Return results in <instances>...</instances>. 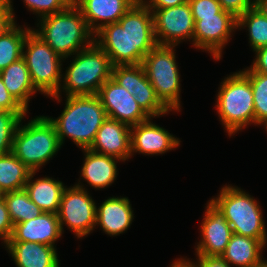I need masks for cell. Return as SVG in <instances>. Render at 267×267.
<instances>
[{
	"instance_id": "obj_9",
	"label": "cell",
	"mask_w": 267,
	"mask_h": 267,
	"mask_svg": "<svg viewBox=\"0 0 267 267\" xmlns=\"http://www.w3.org/2000/svg\"><path fill=\"white\" fill-rule=\"evenodd\" d=\"M174 47L157 44L144 57L142 65L160 101L170 111H179L180 76Z\"/></svg>"
},
{
	"instance_id": "obj_39",
	"label": "cell",
	"mask_w": 267,
	"mask_h": 267,
	"mask_svg": "<svg viewBox=\"0 0 267 267\" xmlns=\"http://www.w3.org/2000/svg\"><path fill=\"white\" fill-rule=\"evenodd\" d=\"M198 261L195 264L194 262L189 261L194 267H231L221 256H204L197 255Z\"/></svg>"
},
{
	"instance_id": "obj_4",
	"label": "cell",
	"mask_w": 267,
	"mask_h": 267,
	"mask_svg": "<svg viewBox=\"0 0 267 267\" xmlns=\"http://www.w3.org/2000/svg\"><path fill=\"white\" fill-rule=\"evenodd\" d=\"M75 55L65 75H62L63 85L55 95L50 96L58 102L61 101L62 89L66 91V96L96 95L112 76L110 57L95 42Z\"/></svg>"
},
{
	"instance_id": "obj_13",
	"label": "cell",
	"mask_w": 267,
	"mask_h": 267,
	"mask_svg": "<svg viewBox=\"0 0 267 267\" xmlns=\"http://www.w3.org/2000/svg\"><path fill=\"white\" fill-rule=\"evenodd\" d=\"M153 13L157 44L177 46L184 39L193 41L194 19L188 2L165 9H150Z\"/></svg>"
},
{
	"instance_id": "obj_38",
	"label": "cell",
	"mask_w": 267,
	"mask_h": 267,
	"mask_svg": "<svg viewBox=\"0 0 267 267\" xmlns=\"http://www.w3.org/2000/svg\"><path fill=\"white\" fill-rule=\"evenodd\" d=\"M256 58L249 69L242 72H259L267 75V46L256 49Z\"/></svg>"
},
{
	"instance_id": "obj_6",
	"label": "cell",
	"mask_w": 267,
	"mask_h": 267,
	"mask_svg": "<svg viewBox=\"0 0 267 267\" xmlns=\"http://www.w3.org/2000/svg\"><path fill=\"white\" fill-rule=\"evenodd\" d=\"M216 110L229 136L255 124L253 91L248 77L240 70L221 82Z\"/></svg>"
},
{
	"instance_id": "obj_14",
	"label": "cell",
	"mask_w": 267,
	"mask_h": 267,
	"mask_svg": "<svg viewBox=\"0 0 267 267\" xmlns=\"http://www.w3.org/2000/svg\"><path fill=\"white\" fill-rule=\"evenodd\" d=\"M96 95L111 119L132 127L150 118L135 101L134 96L112 78L99 88Z\"/></svg>"
},
{
	"instance_id": "obj_30",
	"label": "cell",
	"mask_w": 267,
	"mask_h": 267,
	"mask_svg": "<svg viewBox=\"0 0 267 267\" xmlns=\"http://www.w3.org/2000/svg\"><path fill=\"white\" fill-rule=\"evenodd\" d=\"M253 91L255 124L264 125L267 131V75L259 72H243Z\"/></svg>"
},
{
	"instance_id": "obj_22",
	"label": "cell",
	"mask_w": 267,
	"mask_h": 267,
	"mask_svg": "<svg viewBox=\"0 0 267 267\" xmlns=\"http://www.w3.org/2000/svg\"><path fill=\"white\" fill-rule=\"evenodd\" d=\"M85 160L81 170L82 179L87 181L95 189H105L111 185L117 177L119 160L115 157L83 149Z\"/></svg>"
},
{
	"instance_id": "obj_32",
	"label": "cell",
	"mask_w": 267,
	"mask_h": 267,
	"mask_svg": "<svg viewBox=\"0 0 267 267\" xmlns=\"http://www.w3.org/2000/svg\"><path fill=\"white\" fill-rule=\"evenodd\" d=\"M29 10L38 14L41 18L64 11L71 3V0H23Z\"/></svg>"
},
{
	"instance_id": "obj_27",
	"label": "cell",
	"mask_w": 267,
	"mask_h": 267,
	"mask_svg": "<svg viewBox=\"0 0 267 267\" xmlns=\"http://www.w3.org/2000/svg\"><path fill=\"white\" fill-rule=\"evenodd\" d=\"M30 28L17 27L15 23L0 35V71L22 58L23 46Z\"/></svg>"
},
{
	"instance_id": "obj_15",
	"label": "cell",
	"mask_w": 267,
	"mask_h": 267,
	"mask_svg": "<svg viewBox=\"0 0 267 267\" xmlns=\"http://www.w3.org/2000/svg\"><path fill=\"white\" fill-rule=\"evenodd\" d=\"M201 241L196 255L221 256L229 243L233 231L224 214L209 201L201 224Z\"/></svg>"
},
{
	"instance_id": "obj_16",
	"label": "cell",
	"mask_w": 267,
	"mask_h": 267,
	"mask_svg": "<svg viewBox=\"0 0 267 267\" xmlns=\"http://www.w3.org/2000/svg\"><path fill=\"white\" fill-rule=\"evenodd\" d=\"M90 150L115 157L120 161L129 159L131 154V127L107 117L99 128Z\"/></svg>"
},
{
	"instance_id": "obj_2",
	"label": "cell",
	"mask_w": 267,
	"mask_h": 267,
	"mask_svg": "<svg viewBox=\"0 0 267 267\" xmlns=\"http://www.w3.org/2000/svg\"><path fill=\"white\" fill-rule=\"evenodd\" d=\"M65 104L58 118L47 117L55 127L61 146L65 137H69L82 150L89 149L108 117L106 110L97 95L67 96Z\"/></svg>"
},
{
	"instance_id": "obj_40",
	"label": "cell",
	"mask_w": 267,
	"mask_h": 267,
	"mask_svg": "<svg viewBox=\"0 0 267 267\" xmlns=\"http://www.w3.org/2000/svg\"><path fill=\"white\" fill-rule=\"evenodd\" d=\"M188 2V0H152L147 6L149 9H165L178 6Z\"/></svg>"
},
{
	"instance_id": "obj_23",
	"label": "cell",
	"mask_w": 267,
	"mask_h": 267,
	"mask_svg": "<svg viewBox=\"0 0 267 267\" xmlns=\"http://www.w3.org/2000/svg\"><path fill=\"white\" fill-rule=\"evenodd\" d=\"M36 171H31L25 190L30 200L43 212L57 214L60 207L61 197L66 188L61 181L50 177L32 180Z\"/></svg>"
},
{
	"instance_id": "obj_36",
	"label": "cell",
	"mask_w": 267,
	"mask_h": 267,
	"mask_svg": "<svg viewBox=\"0 0 267 267\" xmlns=\"http://www.w3.org/2000/svg\"><path fill=\"white\" fill-rule=\"evenodd\" d=\"M14 229L4 198H0V238L4 244L11 238Z\"/></svg>"
},
{
	"instance_id": "obj_34",
	"label": "cell",
	"mask_w": 267,
	"mask_h": 267,
	"mask_svg": "<svg viewBox=\"0 0 267 267\" xmlns=\"http://www.w3.org/2000/svg\"><path fill=\"white\" fill-rule=\"evenodd\" d=\"M222 10L233 14L236 18L240 17L249 9L255 7V0H218Z\"/></svg>"
},
{
	"instance_id": "obj_28",
	"label": "cell",
	"mask_w": 267,
	"mask_h": 267,
	"mask_svg": "<svg viewBox=\"0 0 267 267\" xmlns=\"http://www.w3.org/2000/svg\"><path fill=\"white\" fill-rule=\"evenodd\" d=\"M12 223L18 224L41 215L43 211L30 200L25 189L3 193Z\"/></svg>"
},
{
	"instance_id": "obj_33",
	"label": "cell",
	"mask_w": 267,
	"mask_h": 267,
	"mask_svg": "<svg viewBox=\"0 0 267 267\" xmlns=\"http://www.w3.org/2000/svg\"><path fill=\"white\" fill-rule=\"evenodd\" d=\"M193 17L214 16L222 11L218 0H188Z\"/></svg>"
},
{
	"instance_id": "obj_42",
	"label": "cell",
	"mask_w": 267,
	"mask_h": 267,
	"mask_svg": "<svg viewBox=\"0 0 267 267\" xmlns=\"http://www.w3.org/2000/svg\"><path fill=\"white\" fill-rule=\"evenodd\" d=\"M175 262H173L171 264V267H194L190 262L189 260L187 259H178V260H174Z\"/></svg>"
},
{
	"instance_id": "obj_20",
	"label": "cell",
	"mask_w": 267,
	"mask_h": 267,
	"mask_svg": "<svg viewBox=\"0 0 267 267\" xmlns=\"http://www.w3.org/2000/svg\"><path fill=\"white\" fill-rule=\"evenodd\" d=\"M98 207L96 226L100 225L105 234L110 236L122 234L133 222L134 214L127 197H110Z\"/></svg>"
},
{
	"instance_id": "obj_37",
	"label": "cell",
	"mask_w": 267,
	"mask_h": 267,
	"mask_svg": "<svg viewBox=\"0 0 267 267\" xmlns=\"http://www.w3.org/2000/svg\"><path fill=\"white\" fill-rule=\"evenodd\" d=\"M0 109L5 111H26L8 92L0 77Z\"/></svg>"
},
{
	"instance_id": "obj_43",
	"label": "cell",
	"mask_w": 267,
	"mask_h": 267,
	"mask_svg": "<svg viewBox=\"0 0 267 267\" xmlns=\"http://www.w3.org/2000/svg\"><path fill=\"white\" fill-rule=\"evenodd\" d=\"M152 0H132L134 5H147L151 2Z\"/></svg>"
},
{
	"instance_id": "obj_45",
	"label": "cell",
	"mask_w": 267,
	"mask_h": 267,
	"mask_svg": "<svg viewBox=\"0 0 267 267\" xmlns=\"http://www.w3.org/2000/svg\"><path fill=\"white\" fill-rule=\"evenodd\" d=\"M3 197V192L0 190V198Z\"/></svg>"
},
{
	"instance_id": "obj_21",
	"label": "cell",
	"mask_w": 267,
	"mask_h": 267,
	"mask_svg": "<svg viewBox=\"0 0 267 267\" xmlns=\"http://www.w3.org/2000/svg\"><path fill=\"white\" fill-rule=\"evenodd\" d=\"M5 244L17 267H59L53 246L25 241H7Z\"/></svg>"
},
{
	"instance_id": "obj_8",
	"label": "cell",
	"mask_w": 267,
	"mask_h": 267,
	"mask_svg": "<svg viewBox=\"0 0 267 267\" xmlns=\"http://www.w3.org/2000/svg\"><path fill=\"white\" fill-rule=\"evenodd\" d=\"M22 58L34 87L45 96L55 95L62 84L61 62L64 58L54 52L32 29L26 36Z\"/></svg>"
},
{
	"instance_id": "obj_1",
	"label": "cell",
	"mask_w": 267,
	"mask_h": 267,
	"mask_svg": "<svg viewBox=\"0 0 267 267\" xmlns=\"http://www.w3.org/2000/svg\"><path fill=\"white\" fill-rule=\"evenodd\" d=\"M94 42L115 65L142 64L157 45L153 13L147 5H133L117 23H110L94 34Z\"/></svg>"
},
{
	"instance_id": "obj_41",
	"label": "cell",
	"mask_w": 267,
	"mask_h": 267,
	"mask_svg": "<svg viewBox=\"0 0 267 267\" xmlns=\"http://www.w3.org/2000/svg\"><path fill=\"white\" fill-rule=\"evenodd\" d=\"M255 8L267 16V0H255Z\"/></svg>"
},
{
	"instance_id": "obj_17",
	"label": "cell",
	"mask_w": 267,
	"mask_h": 267,
	"mask_svg": "<svg viewBox=\"0 0 267 267\" xmlns=\"http://www.w3.org/2000/svg\"><path fill=\"white\" fill-rule=\"evenodd\" d=\"M150 119L131 127V154H164L180 145L179 138H175L163 127L151 123Z\"/></svg>"
},
{
	"instance_id": "obj_31",
	"label": "cell",
	"mask_w": 267,
	"mask_h": 267,
	"mask_svg": "<svg viewBox=\"0 0 267 267\" xmlns=\"http://www.w3.org/2000/svg\"><path fill=\"white\" fill-rule=\"evenodd\" d=\"M26 112L0 110V155L12 152L15 132Z\"/></svg>"
},
{
	"instance_id": "obj_18",
	"label": "cell",
	"mask_w": 267,
	"mask_h": 267,
	"mask_svg": "<svg viewBox=\"0 0 267 267\" xmlns=\"http://www.w3.org/2000/svg\"><path fill=\"white\" fill-rule=\"evenodd\" d=\"M62 236L58 215L43 212L38 217L14 225L8 241H25L55 246V241Z\"/></svg>"
},
{
	"instance_id": "obj_29",
	"label": "cell",
	"mask_w": 267,
	"mask_h": 267,
	"mask_svg": "<svg viewBox=\"0 0 267 267\" xmlns=\"http://www.w3.org/2000/svg\"><path fill=\"white\" fill-rule=\"evenodd\" d=\"M237 27L248 28L249 43L253 51L267 46V16L255 7L249 9L237 18Z\"/></svg>"
},
{
	"instance_id": "obj_3",
	"label": "cell",
	"mask_w": 267,
	"mask_h": 267,
	"mask_svg": "<svg viewBox=\"0 0 267 267\" xmlns=\"http://www.w3.org/2000/svg\"><path fill=\"white\" fill-rule=\"evenodd\" d=\"M39 24L40 29L33 31L64 59L94 43V33L74 3L62 12L41 18Z\"/></svg>"
},
{
	"instance_id": "obj_12",
	"label": "cell",
	"mask_w": 267,
	"mask_h": 267,
	"mask_svg": "<svg viewBox=\"0 0 267 267\" xmlns=\"http://www.w3.org/2000/svg\"><path fill=\"white\" fill-rule=\"evenodd\" d=\"M193 19L195 22L193 45L208 51L215 60H220L222 49L228 43L234 29H238L237 18L222 10L214 16L193 17Z\"/></svg>"
},
{
	"instance_id": "obj_11",
	"label": "cell",
	"mask_w": 267,
	"mask_h": 267,
	"mask_svg": "<svg viewBox=\"0 0 267 267\" xmlns=\"http://www.w3.org/2000/svg\"><path fill=\"white\" fill-rule=\"evenodd\" d=\"M111 78L134 96L135 101L150 118L165 115L170 111L156 95L142 64L115 65Z\"/></svg>"
},
{
	"instance_id": "obj_24",
	"label": "cell",
	"mask_w": 267,
	"mask_h": 267,
	"mask_svg": "<svg viewBox=\"0 0 267 267\" xmlns=\"http://www.w3.org/2000/svg\"><path fill=\"white\" fill-rule=\"evenodd\" d=\"M267 241H259L233 233L221 257L230 266L253 267L263 260L262 251Z\"/></svg>"
},
{
	"instance_id": "obj_44",
	"label": "cell",
	"mask_w": 267,
	"mask_h": 267,
	"mask_svg": "<svg viewBox=\"0 0 267 267\" xmlns=\"http://www.w3.org/2000/svg\"><path fill=\"white\" fill-rule=\"evenodd\" d=\"M253 267H267V260L263 259V261L261 263L255 265Z\"/></svg>"
},
{
	"instance_id": "obj_19",
	"label": "cell",
	"mask_w": 267,
	"mask_h": 267,
	"mask_svg": "<svg viewBox=\"0 0 267 267\" xmlns=\"http://www.w3.org/2000/svg\"><path fill=\"white\" fill-rule=\"evenodd\" d=\"M73 3L81 10L94 34L107 24L117 23L134 5L132 0H75Z\"/></svg>"
},
{
	"instance_id": "obj_26",
	"label": "cell",
	"mask_w": 267,
	"mask_h": 267,
	"mask_svg": "<svg viewBox=\"0 0 267 267\" xmlns=\"http://www.w3.org/2000/svg\"><path fill=\"white\" fill-rule=\"evenodd\" d=\"M30 173L12 152L0 155V190L3 193L24 189Z\"/></svg>"
},
{
	"instance_id": "obj_5",
	"label": "cell",
	"mask_w": 267,
	"mask_h": 267,
	"mask_svg": "<svg viewBox=\"0 0 267 267\" xmlns=\"http://www.w3.org/2000/svg\"><path fill=\"white\" fill-rule=\"evenodd\" d=\"M21 122L13 138L12 153L31 171L38 172L61 148L57 132L47 116L39 115L26 125Z\"/></svg>"
},
{
	"instance_id": "obj_7",
	"label": "cell",
	"mask_w": 267,
	"mask_h": 267,
	"mask_svg": "<svg viewBox=\"0 0 267 267\" xmlns=\"http://www.w3.org/2000/svg\"><path fill=\"white\" fill-rule=\"evenodd\" d=\"M210 201L224 214L233 233L267 241L262 210L254 197L238 187L227 185Z\"/></svg>"
},
{
	"instance_id": "obj_10",
	"label": "cell",
	"mask_w": 267,
	"mask_h": 267,
	"mask_svg": "<svg viewBox=\"0 0 267 267\" xmlns=\"http://www.w3.org/2000/svg\"><path fill=\"white\" fill-rule=\"evenodd\" d=\"M83 187L78 183L65 188L57 213L61 231L65 224L78 238L87 236L96 226L97 206Z\"/></svg>"
},
{
	"instance_id": "obj_25",
	"label": "cell",
	"mask_w": 267,
	"mask_h": 267,
	"mask_svg": "<svg viewBox=\"0 0 267 267\" xmlns=\"http://www.w3.org/2000/svg\"><path fill=\"white\" fill-rule=\"evenodd\" d=\"M0 77L14 99L27 111L30 97L38 90L34 87L23 58L0 71Z\"/></svg>"
},
{
	"instance_id": "obj_35",
	"label": "cell",
	"mask_w": 267,
	"mask_h": 267,
	"mask_svg": "<svg viewBox=\"0 0 267 267\" xmlns=\"http://www.w3.org/2000/svg\"><path fill=\"white\" fill-rule=\"evenodd\" d=\"M15 16L11 0H0V35L15 24Z\"/></svg>"
}]
</instances>
